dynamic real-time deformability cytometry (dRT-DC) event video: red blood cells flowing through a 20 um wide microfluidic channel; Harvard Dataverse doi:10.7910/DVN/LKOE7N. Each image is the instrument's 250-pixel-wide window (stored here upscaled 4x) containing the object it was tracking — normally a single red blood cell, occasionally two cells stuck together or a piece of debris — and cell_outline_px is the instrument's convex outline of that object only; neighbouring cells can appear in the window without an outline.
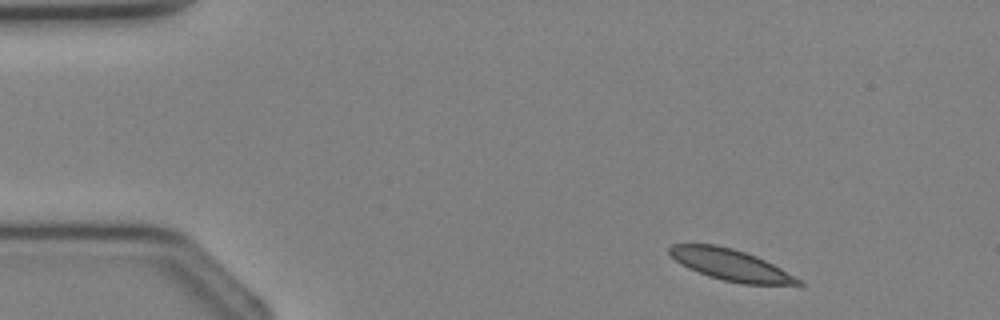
{"species": "Egyptian fruit bat (a non-hibernating species)", "species_latin": "Rousettus aegyptiacus", "temperature_condition": "cold", "stored_images_in_passage": 3, "camera_frame_rate_fps": 3000, "um_per_image_px": 0.085, "animal": {"sex": "female"}, "frame": {"image": 1, "passage_image": 1, "time_ms": 0.0, "image_size_px": [1000, 320], "cell_outline_px": [[804, 284], [740, 284], [708, 276], [688, 268], [676, 260], [668, 252], [668, 248], [672, 244], [716, 244], [732, 248], [756, 256], [780, 268], [800, 280]], "centroid_in_image_um": [62.05, 22.5], "position_along_channel_um": 23.0, "area_um2": 23.06}}